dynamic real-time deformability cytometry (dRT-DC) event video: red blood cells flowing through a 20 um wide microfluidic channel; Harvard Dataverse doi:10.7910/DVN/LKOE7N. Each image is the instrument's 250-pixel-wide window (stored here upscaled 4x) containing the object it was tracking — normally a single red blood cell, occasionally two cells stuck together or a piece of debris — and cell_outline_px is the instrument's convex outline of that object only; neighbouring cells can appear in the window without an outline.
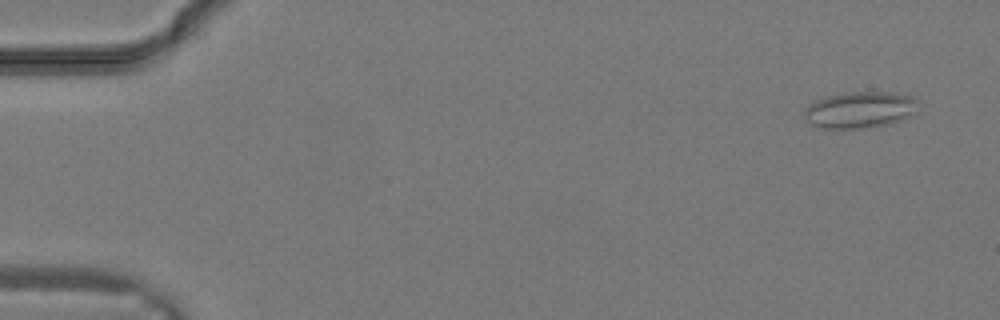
{"species": "common noctule bat (a hibernating species)", "species_latin": "Nyctalus noctula", "temperature_condition": "warm", "stored_images_in_passage": 30, "camera_frame_rate_fps": 3000, "um_per_image_px": 0.085, "animal": {"sex": "male", "body_mass_g": 19.2, "forearm_length_mm": 51.8}, "frame": {"image": 1, "passage_image": 2, "time_ms": 0.333, "image_size_px": [1000, 320], "cell_outline_px": [[916, 112], [900, 120], [888, 124], [864, 128], [824, 128], [808, 124], [804, 120], [804, 108], [808, 104], [824, 96], [844, 92], [896, 92], [912, 96], [916, 100]], "centroid_in_image_um": [73.03, 9.32], "position_along_channel_um": 12.0, "area_um2": 24.45}}
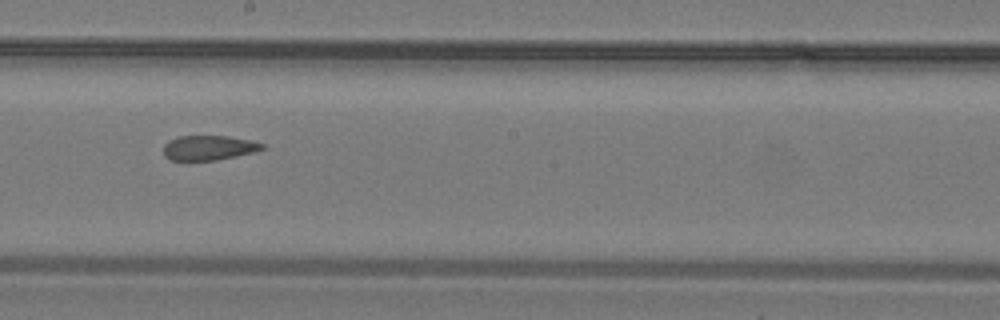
{"frame": {"image": 2, "passage_image": 18, "time_ms": 5.667, "image_size_px": [1000, 320], "cell_outline_px": [[264, 148], [252, 152], [236, 156], [216, 160], [168, 160], [164, 156], [164, 144], [168, 140], [176, 136], [228, 136], [252, 140], [264, 144]], "centroid_in_image_um": [17.7, 12.55], "position_along_channel_um": 230.5, "area_um2": 14.28}}
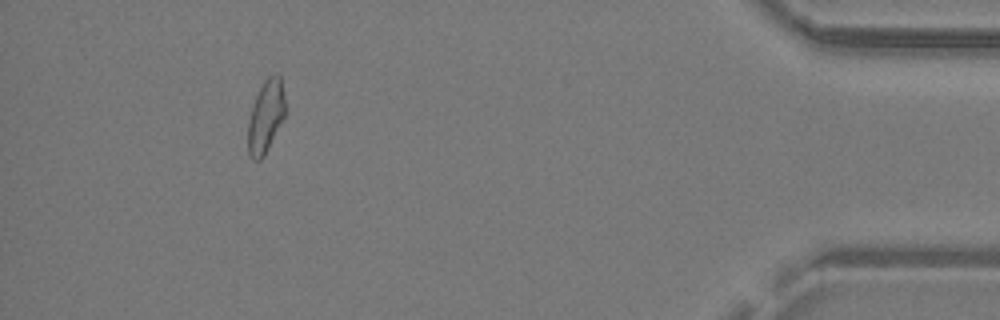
{"frame": {"image": 3, "passage_image": 29, "time_ms": 9.333, "image_size_px": [1000, 320], "cell_outline_px": [[284, 116], [264, 156], [260, 160], [252, 160], [248, 156], [248, 120], [256, 96], [264, 80], [268, 76], [276, 72], [280, 72], [284, 96]], "centroid_in_image_um": [22.58, 9.88], "position_along_channel_um": 412.6, "area_um2": 15.66}}